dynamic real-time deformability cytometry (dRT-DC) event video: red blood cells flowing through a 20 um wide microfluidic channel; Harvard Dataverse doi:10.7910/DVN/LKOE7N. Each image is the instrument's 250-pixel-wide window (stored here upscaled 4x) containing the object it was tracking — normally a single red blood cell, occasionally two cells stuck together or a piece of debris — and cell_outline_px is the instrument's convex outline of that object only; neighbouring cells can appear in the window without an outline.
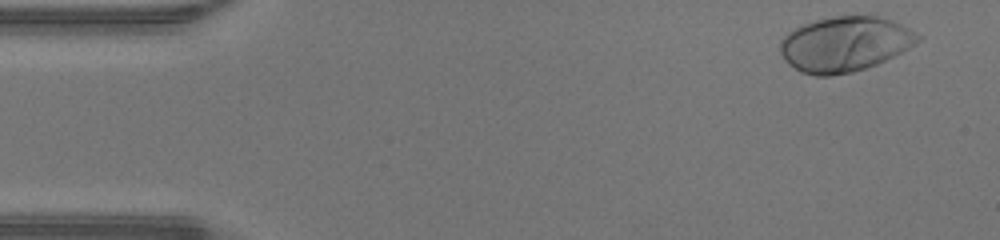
{"species": "human", "species_latin": "Homo sapiens", "temperature_condition": "warm", "stored_images_in_passage": 40, "camera_frame_rate_fps": 3000, "um_per_image_px": 0.085, "donor": {"sex": "male"}, "frame": {"image": 1, "passage_image": 1, "time_ms": 0.0, "image_size_px": [1000, 240], "cell_outline_px": [[924, 36], [916, 44], [876, 64], [852, 72], [832, 76], [816, 76], [800, 72], [788, 64], [784, 60], [780, 52], [780, 40], [788, 32], [800, 24], [832, 16], [876, 16], [900, 24]], "centroid_in_image_um": [71.77, 3.75], "position_along_channel_um": 13.2, "area_um2": 44.16}}
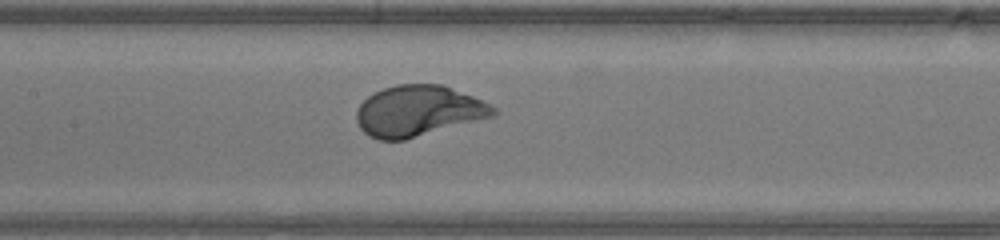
{"frame": {"image": 2, "passage_image": 20, "time_ms": 6.333, "image_size_px": [1000, 240], "cell_outline_px": [[500, 112], [496, 116], [404, 140], [380, 140], [368, 136], [360, 128], [356, 120], [356, 112], [360, 104], [368, 96], [384, 88], [396, 84], [444, 84], [472, 96], [496, 108]], "centroid_in_image_um": [35.57, 9.43], "position_along_channel_um": 171.8, "area_um2": 40.63}}
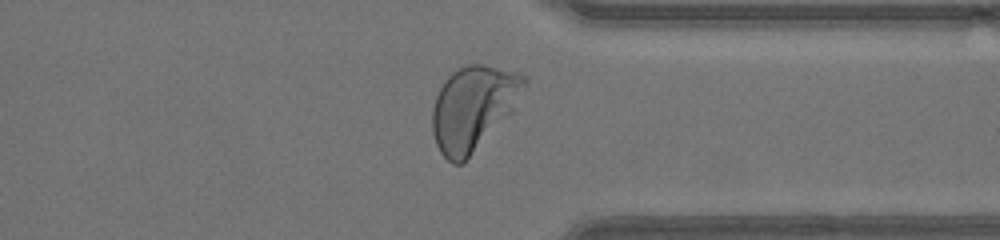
{"frame": {"image": 3, "passage_image": 34, "time_ms": 11.0, "image_size_px": [1000, 240], "cell_outline_px": [[528, 80], [512, 112], [464, 164], [452, 164], [440, 152], [436, 144], [432, 132], [432, 108], [436, 96], [444, 80], [452, 72], [468, 64], [484, 64], [516, 72], [524, 76]], "centroid_in_image_um": [40.21, 9.2], "position_along_channel_um": 371.2, "area_um2": 45.2}, "authors_computed_cell_mechanics": {"area_um2": 40.46, "velocity_mm_per_s": 4.3445, "shape_relaxation_time_tau1_ms": 1.6684, "shape_relaxation_time_tau2_ms": null, "deformation_change_tau1": 0.1794, "deformation_change_tau2": null}}